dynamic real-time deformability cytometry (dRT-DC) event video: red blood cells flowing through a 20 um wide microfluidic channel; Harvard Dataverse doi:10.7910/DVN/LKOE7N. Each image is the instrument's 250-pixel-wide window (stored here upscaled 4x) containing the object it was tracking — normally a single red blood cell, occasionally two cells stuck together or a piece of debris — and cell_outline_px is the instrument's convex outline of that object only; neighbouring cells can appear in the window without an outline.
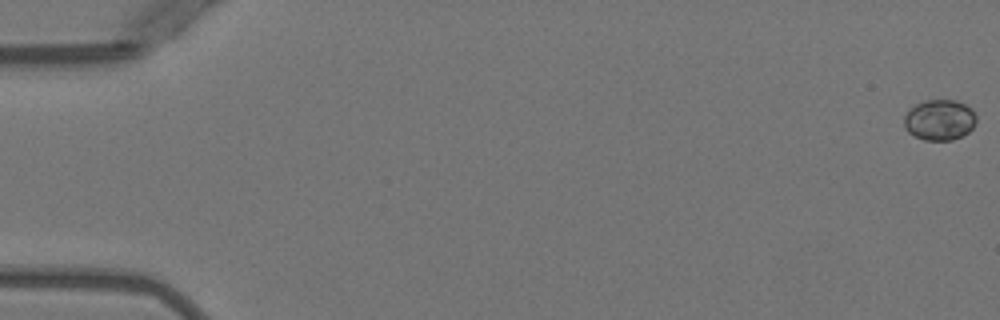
{"species": "Egyptian fruit bat (a non-hibernating species)", "species_latin": "Rousettus aegyptiacus", "temperature_condition": "warm", "stored_images_in_passage": 6, "camera_frame_rate_fps": 3000, "um_per_image_px": 0.085, "animal": {"sex": "female"}, "frame": {"image": 1, "passage_image": 1, "time_ms": 0.0, "image_size_px": [1000, 320], "cell_outline_px": [[976, 124], [968, 132], [952, 140], [924, 140], [908, 132], [904, 124], [904, 116], [916, 104], [924, 100], [956, 100], [972, 108], [976, 116]], "centroid_in_image_um": [79.88, 10.19], "position_along_channel_um": 5.1, "area_um2": 17.05}}
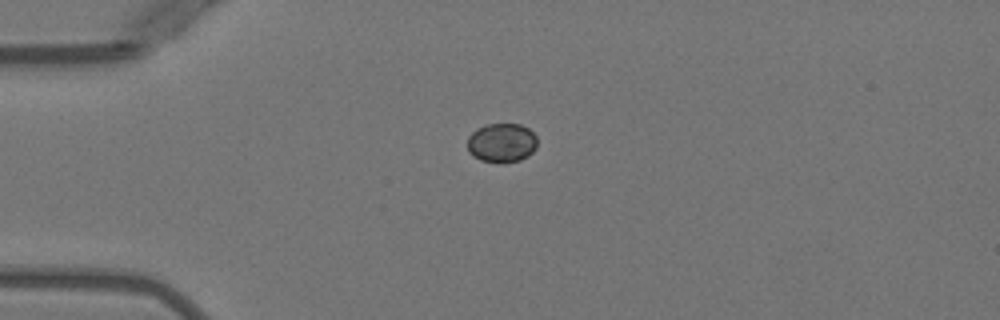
{"frame": {"image": 2, "passage_image": 4, "time_ms": 4.333, "image_size_px": [1000, 320], "cell_outline_px": [[536, 148], [528, 156], [520, 160], [500, 164], [480, 160], [472, 156], [468, 152], [468, 136], [476, 128], [488, 124], [520, 124], [528, 128], [536, 136]], "centroid_in_image_um": [42.63, 12.15], "position_along_channel_um": 42.4, "area_um2": 16.18}}
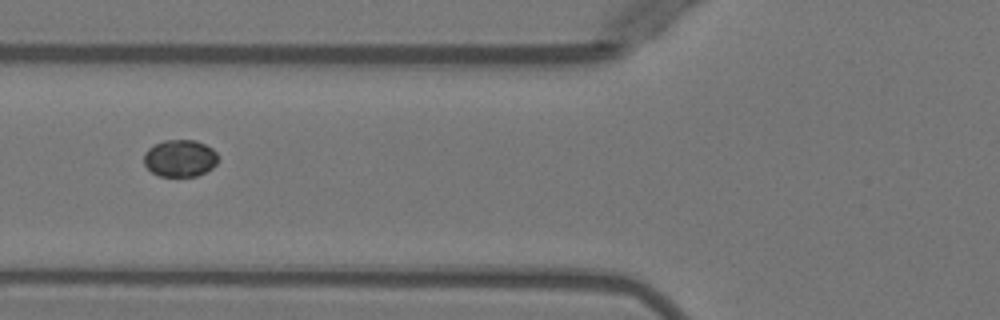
{"frame": {"image": 3, "passage_image": 6, "time_ms": 6.667, "image_size_px": [1000, 320], "cell_outline_px": [[216, 164], [212, 168], [196, 176], [160, 176], [152, 172], [144, 164], [144, 152], [148, 148], [164, 140], [196, 140], [212, 148], [216, 152]], "centroid_in_image_um": [15.28, 13.44], "position_along_channel_um": 110.5, "area_um2": 15.9}}